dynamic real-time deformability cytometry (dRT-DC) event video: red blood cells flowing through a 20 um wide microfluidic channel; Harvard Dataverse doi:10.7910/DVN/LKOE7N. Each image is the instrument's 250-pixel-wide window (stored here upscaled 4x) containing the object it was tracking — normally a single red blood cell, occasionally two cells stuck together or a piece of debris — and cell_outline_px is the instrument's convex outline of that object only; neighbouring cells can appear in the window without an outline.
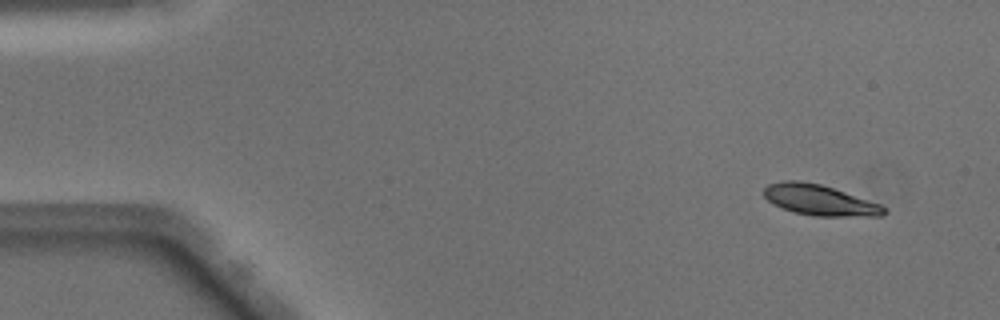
{"species": "Egyptian fruit bat (a non-hibernating species)", "species_latin": "Rousettus aegyptiacus", "temperature_condition": "warm", "stored_images_in_passage": 49, "camera_frame_rate_fps": 3000, "um_per_image_px": 0.085, "animal": {"sex": "male"}, "frame": {"image": 1, "passage_image": 3, "time_ms": 0.667, "image_size_px": [1000, 320], "cell_outline_px": [[888, 212], [884, 216], [812, 216], [792, 212], [772, 204], [764, 196], [764, 188], [768, 184], [784, 180], [800, 180], [820, 184], [880, 204]], "centroid_in_image_um": [69.63, 17.01], "position_along_channel_um": 15.4, "area_um2": 21.44}}
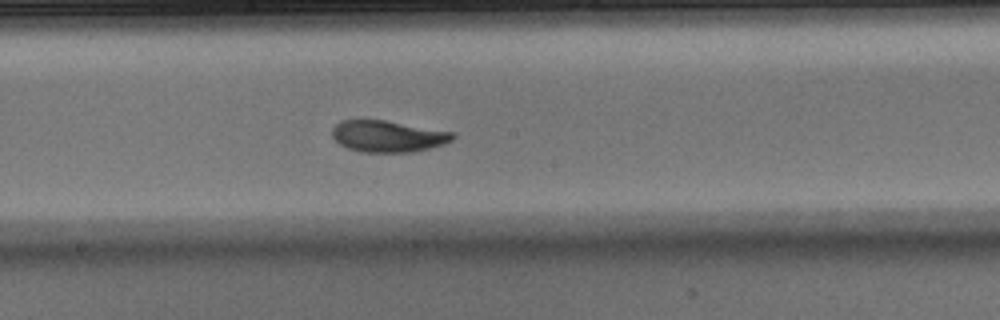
{"frame": {"image": 2, "passage_image": 26, "time_ms": 8.333, "image_size_px": [1000, 320], "cell_outline_px": [[456, 136], [452, 140], [444, 144], [412, 152], [364, 152], [348, 148], [340, 144], [332, 136], [332, 128], [340, 120], [384, 120], [456, 132]], "centroid_in_image_um": [32.99, 11.57], "position_along_channel_um": 215.2, "area_um2": 22.14}}
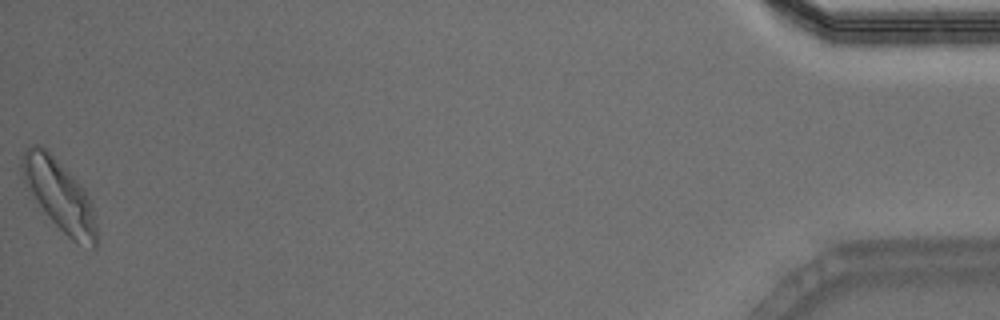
{"frame": {"image": 3, "passage_image": 49, "time_ms": 16.0, "image_size_px": [1000, 320], "cell_outline_px": [[96, 248], [92, 248], [72, 240], [44, 212], [28, 188], [24, 180], [20, 168], [20, 160], [24, 152], [32, 144], [36, 144], [44, 148], [84, 188], [88, 196], [92, 208], [96, 224]], "centroid_in_image_um": [5.04, 16.59], "position_along_channel_um": 430.2, "area_um2": 29.77}, "authors_computed_cell_mechanics": {"area_um2": 22.4842, "velocity_mm_per_s": 4.0409, "shape_relaxation_time_tau1_ms": 2.4591, "shape_relaxation_time_tau2_ms": 1.689, "deformation_change_tau1": 0.1296, "deformation_change_tau2": 0.0599}}